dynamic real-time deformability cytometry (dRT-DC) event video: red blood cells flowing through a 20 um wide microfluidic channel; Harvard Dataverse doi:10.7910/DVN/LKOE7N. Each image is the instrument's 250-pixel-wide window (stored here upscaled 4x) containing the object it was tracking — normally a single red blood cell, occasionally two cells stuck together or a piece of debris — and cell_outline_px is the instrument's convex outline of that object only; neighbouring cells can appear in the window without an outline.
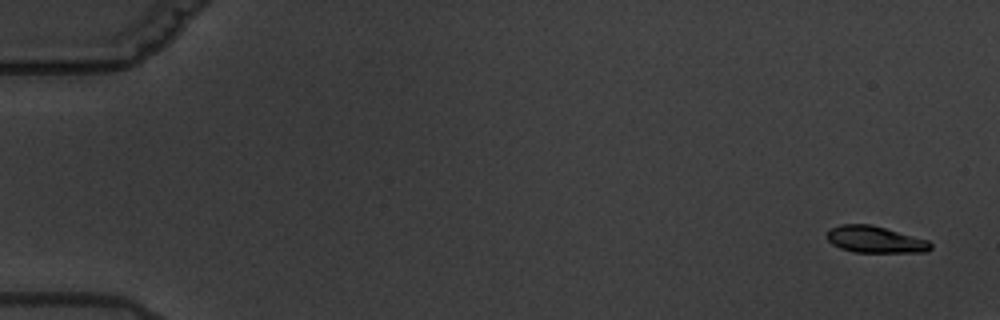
{"species": "common noctule bat (a hibernating species)", "species_latin": "Nyctalus noctula", "temperature_condition": "warm", "stored_images_in_passage": 5, "camera_frame_rate_fps": 3000, "um_per_image_px": 0.085, "animal": {"sex": "male", "body_mass_g": 19.5, "forearm_length_mm": 54.6}, "frame": {"image": 1, "passage_image": 1, "time_ms": 0.0, "image_size_px": [1000, 320], "cell_outline_px": [[932, 248], [928, 252], [852, 252], [840, 248], [832, 244], [824, 236], [832, 228], [840, 224], [872, 224], [928, 240], [932, 244]], "centroid_in_image_um": [74.38, 20.36], "position_along_channel_um": 10.6, "area_um2": 16.24}}